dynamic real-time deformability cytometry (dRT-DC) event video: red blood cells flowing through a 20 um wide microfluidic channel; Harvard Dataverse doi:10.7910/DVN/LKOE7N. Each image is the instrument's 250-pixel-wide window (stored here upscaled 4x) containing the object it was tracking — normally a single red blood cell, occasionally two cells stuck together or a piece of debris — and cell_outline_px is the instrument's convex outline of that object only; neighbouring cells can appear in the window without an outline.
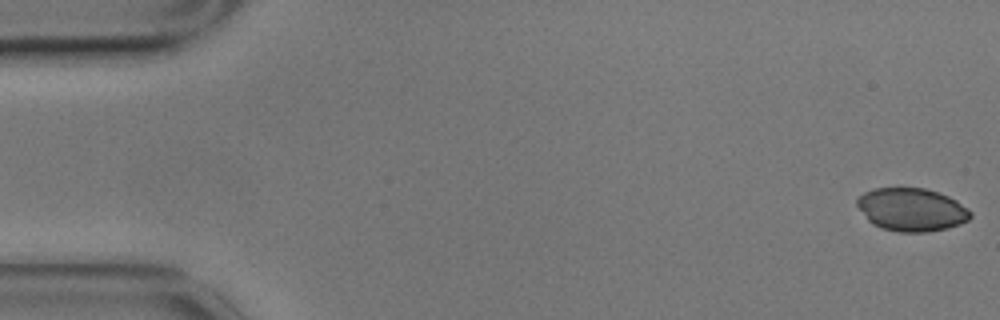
{"species": "common noctule bat (a hibernating species)", "species_latin": "Nyctalus noctula", "temperature_condition": "cold", "stored_images_in_passage": 57, "camera_frame_rate_fps": 3000, "um_per_image_px": 0.085, "animal": {"sex": "male", "body_mass_g": 17.9}, "frame": {"image": 1, "passage_image": 1, "time_ms": 0.0, "image_size_px": [1000, 320], "cell_outline_px": [[972, 216], [968, 220], [960, 224], [948, 228], [928, 232], [896, 232], [880, 228], [872, 224], [868, 220], [856, 204], [856, 200], [864, 192], [872, 188], [924, 188], [948, 196], [956, 200], [968, 208], [972, 212]], "centroid_in_image_um": [77.49, 17.83], "position_along_channel_um": 7.5, "area_um2": 28.61}}